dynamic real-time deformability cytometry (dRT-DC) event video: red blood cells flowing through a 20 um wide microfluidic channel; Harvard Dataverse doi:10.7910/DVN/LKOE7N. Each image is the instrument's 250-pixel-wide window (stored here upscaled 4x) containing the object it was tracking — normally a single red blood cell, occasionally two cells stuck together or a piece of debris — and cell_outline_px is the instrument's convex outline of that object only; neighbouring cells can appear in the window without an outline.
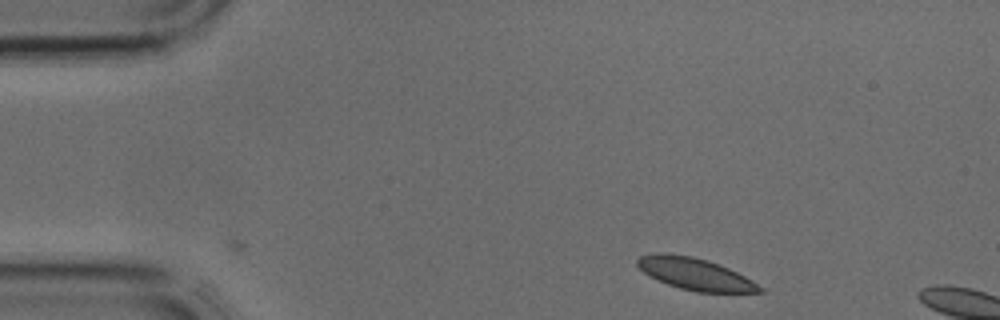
{"species": "common noctule bat (a hibernating species)", "species_latin": "Nyctalus noctula", "temperature_condition": "cold", "stored_images_in_passage": 2, "camera_frame_rate_fps": 3000, "um_per_image_px": 0.085, "animal": {"sex": "male", "body_mass_g": 17.9, "forearm_length_mm": 54.2}, "frame": {"image": 1, "passage_image": 1, "time_ms": 0.0, "image_size_px": [1000, 320], "cell_outline_px": [[764, 292], [696, 292], [680, 288], [668, 284], [648, 276], [636, 264], [636, 260], [640, 256], [656, 252], [664, 252], [692, 256], [708, 260], [720, 264], [752, 280], [764, 288]], "centroid_in_image_um": [59.06, 23.27], "position_along_channel_um": 25.9, "area_um2": 22.83}}